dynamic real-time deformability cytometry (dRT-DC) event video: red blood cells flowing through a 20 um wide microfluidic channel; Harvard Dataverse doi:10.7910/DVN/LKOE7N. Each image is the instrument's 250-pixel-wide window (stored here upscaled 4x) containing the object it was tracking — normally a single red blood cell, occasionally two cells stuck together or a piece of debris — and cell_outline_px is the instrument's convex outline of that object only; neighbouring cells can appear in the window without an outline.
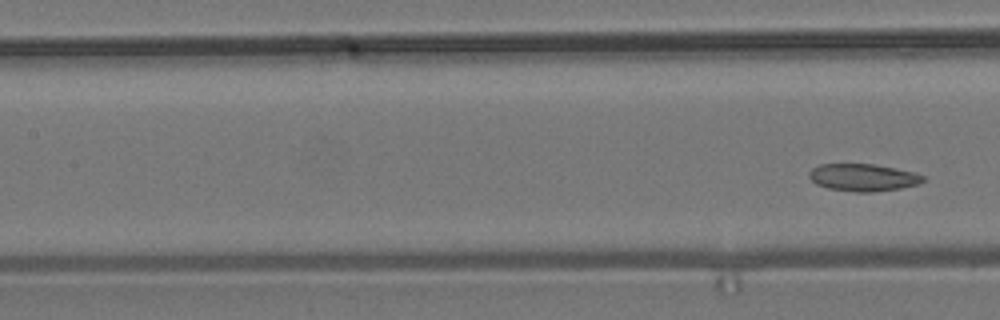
{"species": "common noctule bat (a hibernating species)", "species_latin": "Nyctalus noctula", "temperature_condition": "room temperature", "stored_images_in_passage": 8, "segment_of_instrument_passage": [2, 2], "camera_frame_rate_fps": 3000, "um_per_image_px": 0.085, "animal": {"sex": "male", "body_mass_g": 19.2, "forearm_length_mm": 51.8}, "frame": {"image": 1, "passage_image": 8, "time_ms": 2.333, "image_size_px": [1000, 320], "cell_outline_px": [[924, 180], [920, 184], [900, 188], [872, 192], [856, 192], [828, 188], [816, 184], [808, 176], [808, 172], [812, 168], [820, 164], [872, 164], [896, 168], [916, 172], [924, 176]], "centroid_in_image_um": [73.37, 15.08], "position_along_channel_um": 134.0, "area_um2": 18.21}}